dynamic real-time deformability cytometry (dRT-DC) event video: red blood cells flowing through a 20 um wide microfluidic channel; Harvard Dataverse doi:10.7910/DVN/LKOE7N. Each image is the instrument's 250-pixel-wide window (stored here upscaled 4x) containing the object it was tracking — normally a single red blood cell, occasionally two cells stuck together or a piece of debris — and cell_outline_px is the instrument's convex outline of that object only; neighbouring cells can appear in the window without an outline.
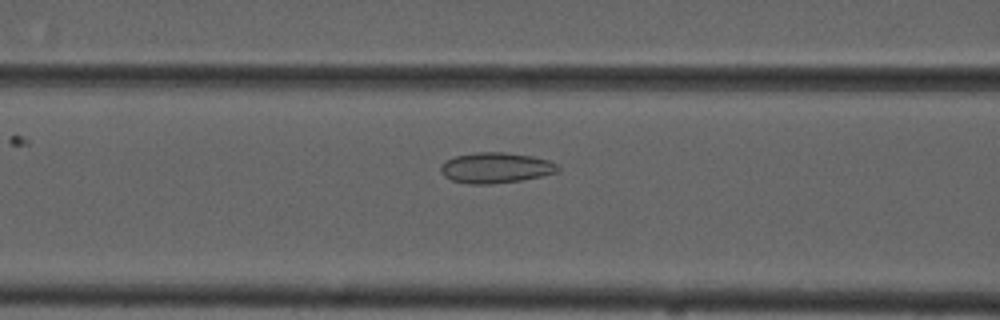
{"species": "common noctule bat (a hibernating species)", "species_latin": "Nyctalus noctula", "temperature_condition": "cold", "stored_images_in_passage": 7, "camera_frame_rate_fps": 3000, "um_per_image_px": 0.085, "animal": {"sex": "male", "forearm_length_mm": 52.5}, "frame": {"image": 1, "passage_image": 5, "time_ms": 1.333, "image_size_px": [1000, 320], "cell_outline_px": [[560, 172], [520, 180], [492, 184], [468, 184], [452, 180], [444, 176], [440, 172], [440, 164], [444, 160], [456, 156], [476, 152], [504, 152], [532, 156], [548, 160], [556, 164], [560, 168]], "centroid_in_image_um": [42.11, 14.26], "position_along_channel_um": 124.5, "area_um2": 20.98}}